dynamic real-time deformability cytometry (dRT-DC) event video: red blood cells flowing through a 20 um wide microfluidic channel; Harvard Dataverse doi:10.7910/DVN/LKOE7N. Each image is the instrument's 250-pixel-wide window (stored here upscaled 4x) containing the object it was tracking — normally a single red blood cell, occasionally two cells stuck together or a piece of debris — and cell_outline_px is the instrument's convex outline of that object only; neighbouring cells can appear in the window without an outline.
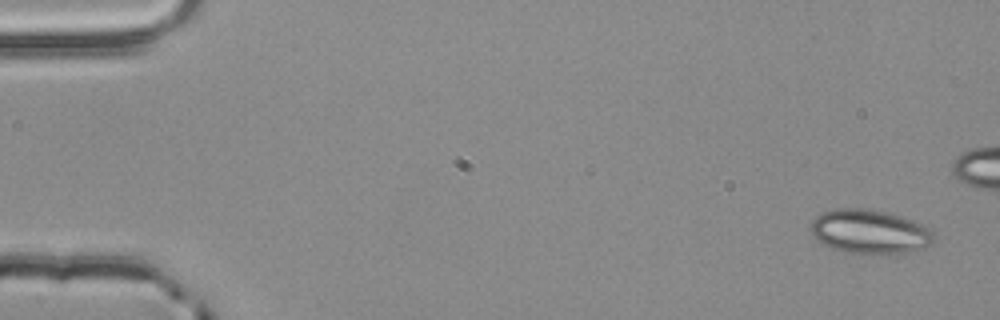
{"species": "common noctule bat (a hibernating species)", "species_latin": "Nyctalus noctula", "temperature_condition": "room temperature", "stored_images_in_passage": 5, "camera_frame_rate_fps": 3000, "um_per_image_px": 0.085, "animal": {"sex": "male", "body_mass_g": 20.4}, "frame": {"image": 1, "passage_image": 1, "time_ms": 0.0, "image_size_px": [1000, 320], "cell_outline_px": [[936, 236], [932, 244], [924, 248], [884, 256], [844, 252], [832, 248], [824, 244], [812, 236], [808, 228], [812, 220], [816, 216], [824, 212], [836, 208], [864, 208], [884, 212], [900, 216], [924, 224]], "centroid_in_image_um": [73.92, 19.72], "position_along_channel_um": 11.1, "area_um2": 32.19}}